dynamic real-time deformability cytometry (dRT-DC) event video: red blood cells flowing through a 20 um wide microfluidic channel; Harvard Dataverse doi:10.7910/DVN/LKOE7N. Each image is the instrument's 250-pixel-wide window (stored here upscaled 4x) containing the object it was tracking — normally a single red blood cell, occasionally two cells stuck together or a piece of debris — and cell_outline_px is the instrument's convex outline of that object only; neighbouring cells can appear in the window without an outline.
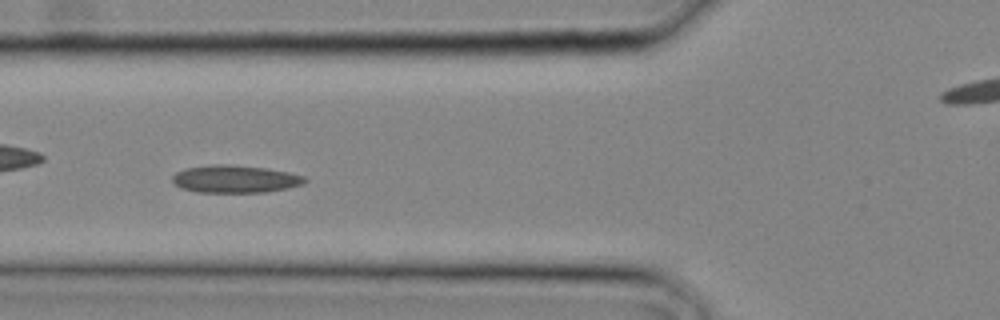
{"species": "common noctule bat (a hibernating species)", "species_latin": "Nyctalus noctula", "temperature_condition": "cold", "stored_images_in_passage": 9, "camera_frame_rate_fps": 3000, "um_per_image_px": 0.085, "animal": {"sex": "male", "body_mass_g": 20.4}, "frame": {"image": 1, "passage_image": 4, "time_ms": 1.0, "image_size_px": [1000, 320], "cell_outline_px": [[308, 180], [304, 184], [288, 188], [264, 192], [200, 192], [184, 188], [176, 184], [172, 180], [172, 176], [176, 172], [184, 168], [212, 164], [228, 164], [264, 168], [288, 172], [304, 176]], "centroid_in_image_um": [20.0, 15.21], "position_along_channel_um": 105.8, "area_um2": 21.15}}
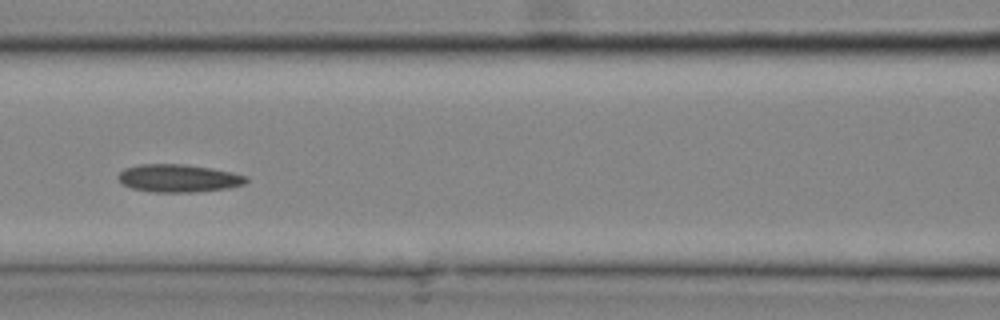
{"frame": {"image": 2, "passage_image": 6, "time_ms": 1.667, "image_size_px": [1000, 320], "cell_outline_px": [[248, 180], [244, 184], [228, 188], [192, 192], [156, 192], [132, 188], [124, 184], [116, 176], [124, 168], [140, 164], [188, 164], [212, 168], [232, 172], [248, 176]], "centroid_in_image_um": [15.19, 15.14], "position_along_channel_um": 151.4, "area_um2": 20.75}}
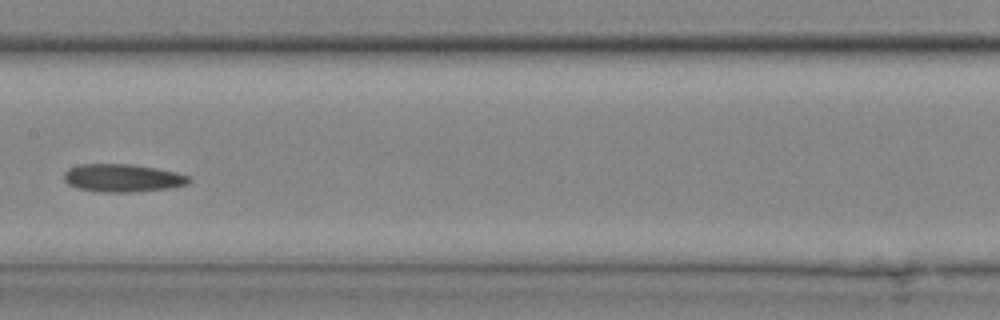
{"frame": {"image": 3, "passage_image": 8, "time_ms": 2.333, "image_size_px": [1000, 320], "cell_outline_px": [[192, 180], [184, 184], [168, 188], [132, 192], [100, 192], [80, 188], [68, 184], [64, 180], [64, 172], [68, 168], [80, 164], [132, 164], [156, 168], [176, 172], [188, 176]], "centroid_in_image_um": [10.38, 15.12], "position_along_channel_um": 197.0, "area_um2": 20.17}}